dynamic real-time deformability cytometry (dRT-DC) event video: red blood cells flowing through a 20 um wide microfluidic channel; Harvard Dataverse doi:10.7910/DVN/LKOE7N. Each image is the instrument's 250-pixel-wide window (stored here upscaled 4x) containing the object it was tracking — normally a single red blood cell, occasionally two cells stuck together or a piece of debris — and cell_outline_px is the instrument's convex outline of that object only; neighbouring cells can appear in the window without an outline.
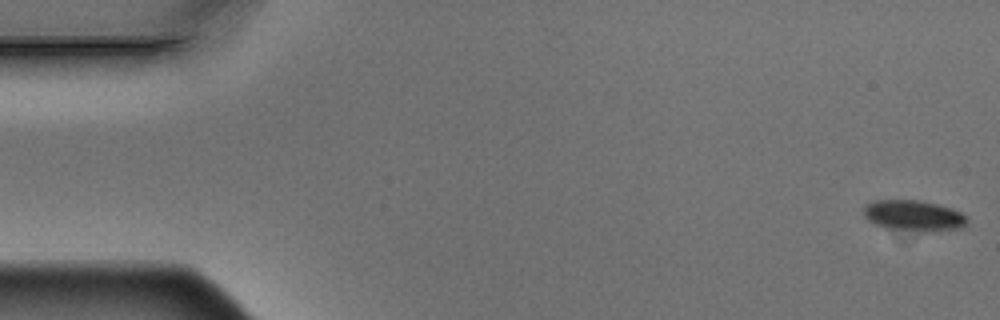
{"species": "Egyptian fruit bat (a non-hibernating species)", "species_latin": "Rousettus aegyptiacus", "temperature_condition": "warm", "stored_images_in_passage": 6, "camera_frame_rate_fps": 3000, "um_per_image_px": 0.085, "animal": {"sex": "male"}, "frame": {"image": 1, "passage_image": 1, "time_ms": 0.0, "image_size_px": [1000, 320], "cell_outline_px": [[968, 224], [964, 228], [928, 232], [920, 232], [884, 228], [868, 220], [864, 216], [864, 208], [872, 200], [920, 200], [952, 208], [968, 216]], "centroid_in_image_um": [77.71, 18.35], "position_along_channel_um": 7.3, "area_um2": 18.96}}
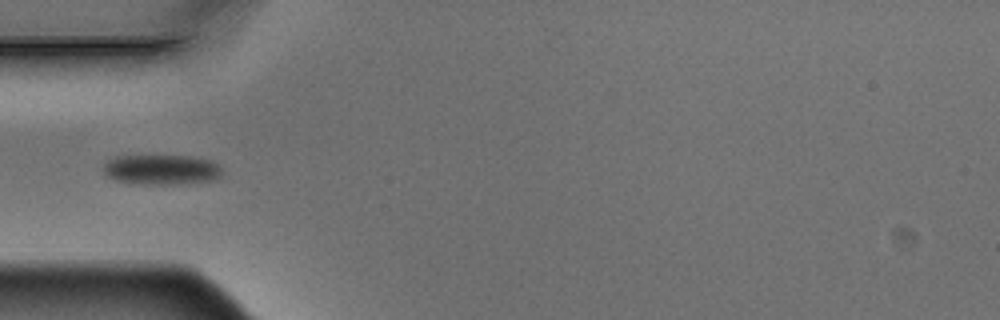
{"frame": {"image": 2, "passage_image": 5, "time_ms": 1.333, "image_size_px": [1000, 320], "cell_outline_px": [[220, 176], [212, 180], [188, 184], [132, 184], [116, 180], [108, 176], [100, 168], [112, 156], [192, 156], [212, 160], [220, 164]], "centroid_in_image_um": [13.71, 14.42], "position_along_channel_um": 71.3, "area_um2": 21.15}}
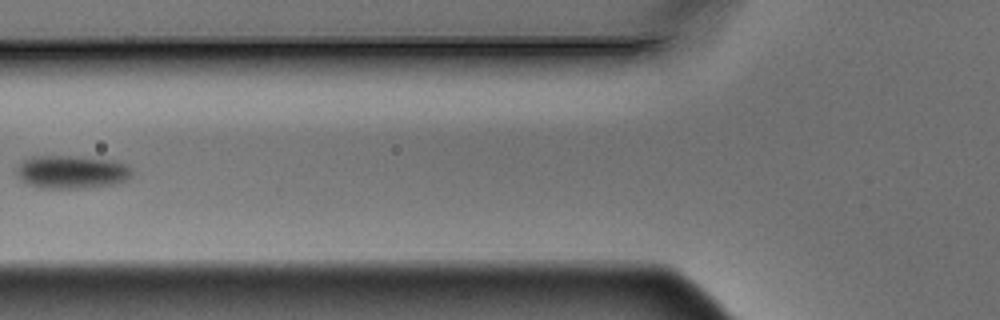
{"frame": {"image": 3, "passage_image": 6, "time_ms": 1.667, "image_size_px": [1000, 320], "cell_outline_px": [[132, 172], [128, 180], [116, 184], [88, 188], [40, 188], [28, 184], [20, 180], [16, 176], [16, 168], [24, 160], [32, 156], [76, 156], [116, 160], [128, 164]], "centroid_in_image_um": [6.11, 14.62], "position_along_channel_um": 119.7, "area_um2": 22.72}}